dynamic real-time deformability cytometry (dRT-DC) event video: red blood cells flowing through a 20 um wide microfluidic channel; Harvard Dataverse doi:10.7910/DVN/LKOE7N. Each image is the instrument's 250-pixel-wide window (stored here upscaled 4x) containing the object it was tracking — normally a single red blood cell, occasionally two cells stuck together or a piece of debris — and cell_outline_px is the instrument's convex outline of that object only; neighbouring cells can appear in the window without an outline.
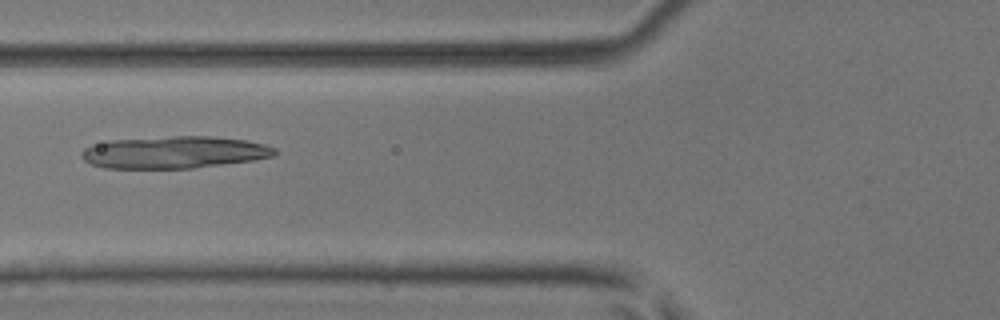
{"species": "common noctule bat (a hibernating species)", "species_latin": "Nyctalus noctula", "temperature_condition": "room temperature", "stored_images_in_passage": 5, "camera_frame_rate_fps": 3000, "um_per_image_px": 0.085, "animal": {"sex": "male", "body_mass_g": 17.9, "forearm_length_mm": 54.2}, "frame": {"image": 1, "passage_image": 5, "time_ms": 1.333, "image_size_px": [1000, 320], "cell_outline_px": [[276, 156], [256, 160], [192, 168], [104, 168], [92, 164], [84, 160], [80, 156], [80, 152], [84, 148], [92, 144], [108, 140], [172, 136], [208, 136], [244, 140], [264, 144], [276, 148]], "centroid_in_image_um": [14.79, 12.94], "position_along_channel_um": 111.0, "area_um2": 36.36}}